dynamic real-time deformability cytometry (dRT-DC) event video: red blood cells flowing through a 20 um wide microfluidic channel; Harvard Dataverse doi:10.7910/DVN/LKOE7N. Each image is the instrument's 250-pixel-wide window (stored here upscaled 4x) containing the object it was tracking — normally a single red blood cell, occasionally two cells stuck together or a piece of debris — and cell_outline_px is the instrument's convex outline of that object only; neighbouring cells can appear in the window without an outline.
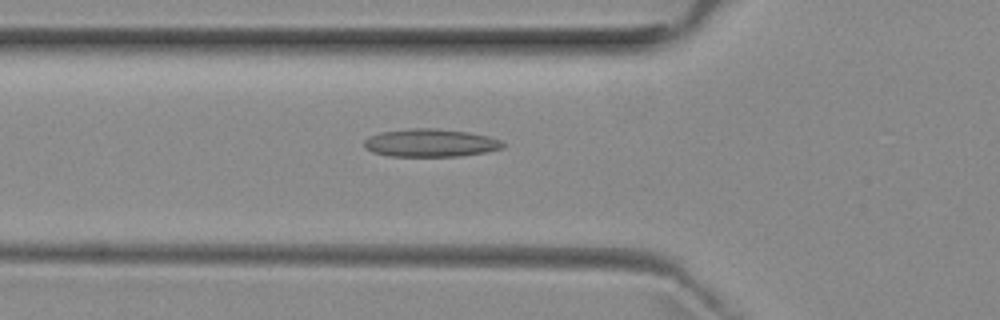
{"species": "common noctule bat (a hibernating species)", "species_latin": "Nyctalus noctula", "temperature_condition": "room temperature", "stored_images_in_passage": 33, "camera_frame_rate_fps": 3000, "um_per_image_px": 0.085, "animal": {"sex": "female", "body_mass_g": 29.2, "forearm_length_mm": 56.3}, "frame": {"image": 1, "passage_image": 7, "time_ms": 2.0, "image_size_px": [1000, 320], "cell_outline_px": [[508, 144], [504, 148], [484, 152], [460, 156], [388, 156], [372, 152], [364, 148], [364, 140], [368, 136], [380, 132], [412, 128], [436, 128], [468, 132], [488, 136], [500, 140]], "centroid_in_image_um": [36.58, 12.14], "position_along_channel_um": 89.2, "area_um2": 22.77}}
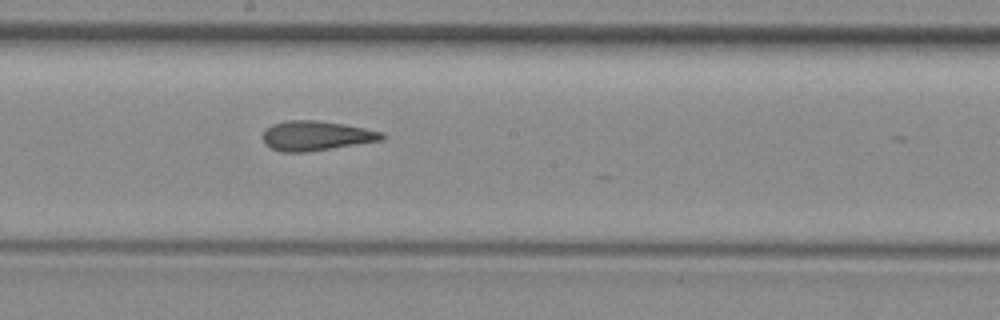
{"frame": {"image": 2, "passage_image": 17, "time_ms": 5.333, "image_size_px": [1000, 320], "cell_outline_px": [[384, 140], [304, 152], [280, 152], [264, 144], [264, 132], [272, 124], [284, 120], [316, 120], [344, 124], [384, 132]], "centroid_in_image_um": [26.87, 11.53], "position_along_channel_um": 221.3, "area_um2": 20.46}}
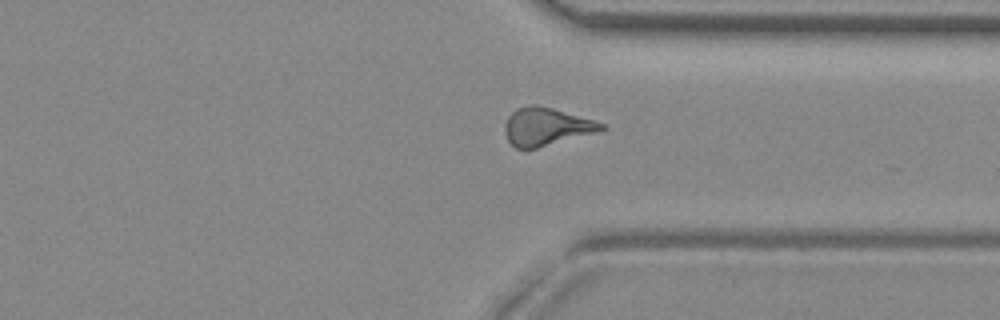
{"frame": {"image": 3, "passage_image": 28, "time_ms": 9.0, "image_size_px": [1000, 320], "cell_outline_px": [[604, 128], [596, 132], [536, 148], [516, 148], [508, 140], [504, 128], [504, 124], [508, 116], [516, 108], [528, 104], [536, 104], [552, 108], [592, 120], [604, 124]], "centroid_in_image_um": [46.37, 10.75], "position_along_channel_um": 365.0, "area_um2": 20.87}, "authors_computed_cell_mechanics": {"area_um2": 20.519, "velocity_mm_per_s": 3.9353, "shape_relaxation_time_tau1_ms": null, "shape_relaxation_time_tau2_ms": 3.7653, "deformation_change_tau1": null, "deformation_change_tau2": 0.1371}}